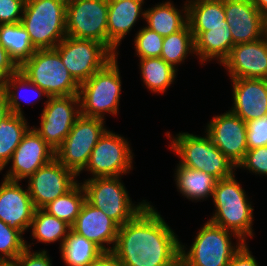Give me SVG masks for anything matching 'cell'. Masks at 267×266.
I'll use <instances>...</instances> for the list:
<instances>
[{"label":"cell","instance_id":"1","mask_svg":"<svg viewBox=\"0 0 267 266\" xmlns=\"http://www.w3.org/2000/svg\"><path fill=\"white\" fill-rule=\"evenodd\" d=\"M151 203L119 226L112 252L123 266H180V238Z\"/></svg>","mask_w":267,"mask_h":266},{"label":"cell","instance_id":"2","mask_svg":"<svg viewBox=\"0 0 267 266\" xmlns=\"http://www.w3.org/2000/svg\"><path fill=\"white\" fill-rule=\"evenodd\" d=\"M236 174L220 179L213 191L214 211L209 222L235 233L244 243L254 237V207ZM248 238V239H247Z\"/></svg>","mask_w":267,"mask_h":266},{"label":"cell","instance_id":"3","mask_svg":"<svg viewBox=\"0 0 267 266\" xmlns=\"http://www.w3.org/2000/svg\"><path fill=\"white\" fill-rule=\"evenodd\" d=\"M179 132L176 135L166 131L170 140L168 148L179 158L178 164L202 171L217 181L236 174L237 167L212 143L209 136Z\"/></svg>","mask_w":267,"mask_h":266},{"label":"cell","instance_id":"4","mask_svg":"<svg viewBox=\"0 0 267 266\" xmlns=\"http://www.w3.org/2000/svg\"><path fill=\"white\" fill-rule=\"evenodd\" d=\"M122 77L118 55L103 68L95 72L88 80L80 84V114L86 117L106 120V114H119Z\"/></svg>","mask_w":267,"mask_h":266},{"label":"cell","instance_id":"5","mask_svg":"<svg viewBox=\"0 0 267 266\" xmlns=\"http://www.w3.org/2000/svg\"><path fill=\"white\" fill-rule=\"evenodd\" d=\"M198 230L191 246L187 248L181 242L180 266H229L233 255L244 244L235 233L209 221Z\"/></svg>","mask_w":267,"mask_h":266},{"label":"cell","instance_id":"6","mask_svg":"<svg viewBox=\"0 0 267 266\" xmlns=\"http://www.w3.org/2000/svg\"><path fill=\"white\" fill-rule=\"evenodd\" d=\"M67 0H26L21 24L36 50L54 49L66 36Z\"/></svg>","mask_w":267,"mask_h":266},{"label":"cell","instance_id":"7","mask_svg":"<svg viewBox=\"0 0 267 266\" xmlns=\"http://www.w3.org/2000/svg\"><path fill=\"white\" fill-rule=\"evenodd\" d=\"M120 177H98L80 181L86 201L102 210L119 226L132 220L148 203L147 200L133 202ZM136 203V204H135Z\"/></svg>","mask_w":267,"mask_h":266},{"label":"cell","instance_id":"8","mask_svg":"<svg viewBox=\"0 0 267 266\" xmlns=\"http://www.w3.org/2000/svg\"><path fill=\"white\" fill-rule=\"evenodd\" d=\"M32 83L49 97L78 95L80 84L73 78L55 49L36 50L20 66Z\"/></svg>","mask_w":267,"mask_h":266},{"label":"cell","instance_id":"9","mask_svg":"<svg viewBox=\"0 0 267 266\" xmlns=\"http://www.w3.org/2000/svg\"><path fill=\"white\" fill-rule=\"evenodd\" d=\"M106 130L105 120L80 115L62 145L55 151V158L80 176L93 148Z\"/></svg>","mask_w":267,"mask_h":266},{"label":"cell","instance_id":"10","mask_svg":"<svg viewBox=\"0 0 267 266\" xmlns=\"http://www.w3.org/2000/svg\"><path fill=\"white\" fill-rule=\"evenodd\" d=\"M129 143L123 135L107 129L93 148L83 170L89 174L88 179L126 176L134 170L135 156Z\"/></svg>","mask_w":267,"mask_h":266},{"label":"cell","instance_id":"11","mask_svg":"<svg viewBox=\"0 0 267 266\" xmlns=\"http://www.w3.org/2000/svg\"><path fill=\"white\" fill-rule=\"evenodd\" d=\"M54 49L60 54L66 69L79 84L88 80L115 57L98 41L69 36L61 40Z\"/></svg>","mask_w":267,"mask_h":266},{"label":"cell","instance_id":"12","mask_svg":"<svg viewBox=\"0 0 267 266\" xmlns=\"http://www.w3.org/2000/svg\"><path fill=\"white\" fill-rule=\"evenodd\" d=\"M107 16L108 0H67V36L95 40L108 48Z\"/></svg>","mask_w":267,"mask_h":266},{"label":"cell","instance_id":"13","mask_svg":"<svg viewBox=\"0 0 267 266\" xmlns=\"http://www.w3.org/2000/svg\"><path fill=\"white\" fill-rule=\"evenodd\" d=\"M42 103L39 126H32L56 151L63 143L80 114L78 95L49 97Z\"/></svg>","mask_w":267,"mask_h":266},{"label":"cell","instance_id":"14","mask_svg":"<svg viewBox=\"0 0 267 266\" xmlns=\"http://www.w3.org/2000/svg\"><path fill=\"white\" fill-rule=\"evenodd\" d=\"M77 177L74 171L65 168L56 158L41 166L26 179V187L35 208L42 209L71 190L79 182Z\"/></svg>","mask_w":267,"mask_h":266},{"label":"cell","instance_id":"15","mask_svg":"<svg viewBox=\"0 0 267 266\" xmlns=\"http://www.w3.org/2000/svg\"><path fill=\"white\" fill-rule=\"evenodd\" d=\"M204 130L212 143L238 167L248 151L246 122L227 110L213 116Z\"/></svg>","mask_w":267,"mask_h":266},{"label":"cell","instance_id":"16","mask_svg":"<svg viewBox=\"0 0 267 266\" xmlns=\"http://www.w3.org/2000/svg\"><path fill=\"white\" fill-rule=\"evenodd\" d=\"M54 158L55 151L31 126L12 154L9 163L0 173L10 164L3 178L12 181H26L41 166L49 163Z\"/></svg>","mask_w":267,"mask_h":266},{"label":"cell","instance_id":"17","mask_svg":"<svg viewBox=\"0 0 267 266\" xmlns=\"http://www.w3.org/2000/svg\"><path fill=\"white\" fill-rule=\"evenodd\" d=\"M223 3L234 45L254 42L267 35V18L251 0H223Z\"/></svg>","mask_w":267,"mask_h":266},{"label":"cell","instance_id":"18","mask_svg":"<svg viewBox=\"0 0 267 266\" xmlns=\"http://www.w3.org/2000/svg\"><path fill=\"white\" fill-rule=\"evenodd\" d=\"M220 66L226 69L229 79L267 80V35L254 42L234 45Z\"/></svg>","mask_w":267,"mask_h":266},{"label":"cell","instance_id":"19","mask_svg":"<svg viewBox=\"0 0 267 266\" xmlns=\"http://www.w3.org/2000/svg\"><path fill=\"white\" fill-rule=\"evenodd\" d=\"M28 189L20 181L3 178L0 185V220L22 235L29 231L35 213Z\"/></svg>","mask_w":267,"mask_h":266},{"label":"cell","instance_id":"20","mask_svg":"<svg viewBox=\"0 0 267 266\" xmlns=\"http://www.w3.org/2000/svg\"><path fill=\"white\" fill-rule=\"evenodd\" d=\"M71 230L96 244L103 252L112 251L119 225L102 210L85 201Z\"/></svg>","mask_w":267,"mask_h":266},{"label":"cell","instance_id":"21","mask_svg":"<svg viewBox=\"0 0 267 266\" xmlns=\"http://www.w3.org/2000/svg\"><path fill=\"white\" fill-rule=\"evenodd\" d=\"M230 82L233 97L230 111L245 122L267 115V80L237 78Z\"/></svg>","mask_w":267,"mask_h":266},{"label":"cell","instance_id":"22","mask_svg":"<svg viewBox=\"0 0 267 266\" xmlns=\"http://www.w3.org/2000/svg\"><path fill=\"white\" fill-rule=\"evenodd\" d=\"M145 0H108L107 33L108 49L120 55L119 46L136 25L138 18L144 20Z\"/></svg>","mask_w":267,"mask_h":266},{"label":"cell","instance_id":"23","mask_svg":"<svg viewBox=\"0 0 267 266\" xmlns=\"http://www.w3.org/2000/svg\"><path fill=\"white\" fill-rule=\"evenodd\" d=\"M195 41V55L203 66L207 62L216 60L217 64L229 56L234 46L230 26L225 20V25L216 26H189Z\"/></svg>","mask_w":267,"mask_h":266},{"label":"cell","instance_id":"24","mask_svg":"<svg viewBox=\"0 0 267 266\" xmlns=\"http://www.w3.org/2000/svg\"><path fill=\"white\" fill-rule=\"evenodd\" d=\"M178 8L171 0H163L145 9L144 26L165 37L181 30L187 23V1Z\"/></svg>","mask_w":267,"mask_h":266},{"label":"cell","instance_id":"25","mask_svg":"<svg viewBox=\"0 0 267 266\" xmlns=\"http://www.w3.org/2000/svg\"><path fill=\"white\" fill-rule=\"evenodd\" d=\"M177 191L192 202H203L213 197L217 180L207 173L181 166L177 163L174 170ZM202 200V201H201Z\"/></svg>","mask_w":267,"mask_h":266},{"label":"cell","instance_id":"26","mask_svg":"<svg viewBox=\"0 0 267 266\" xmlns=\"http://www.w3.org/2000/svg\"><path fill=\"white\" fill-rule=\"evenodd\" d=\"M0 89L7 97L10 113L17 115H25L22 108V102H25V104L28 105H34L38 101H41L42 97L45 99L49 98L42 89L32 83L19 70L10 75L0 86Z\"/></svg>","mask_w":267,"mask_h":266},{"label":"cell","instance_id":"27","mask_svg":"<svg viewBox=\"0 0 267 266\" xmlns=\"http://www.w3.org/2000/svg\"><path fill=\"white\" fill-rule=\"evenodd\" d=\"M140 78L150 93L165 94L177 79L178 70L161 57L138 58Z\"/></svg>","mask_w":267,"mask_h":266},{"label":"cell","instance_id":"28","mask_svg":"<svg viewBox=\"0 0 267 266\" xmlns=\"http://www.w3.org/2000/svg\"><path fill=\"white\" fill-rule=\"evenodd\" d=\"M31 240L36 243L51 244L59 242L62 246L65 238L71 230V226L55 216L48 214L43 209H36L30 229Z\"/></svg>","mask_w":267,"mask_h":266},{"label":"cell","instance_id":"29","mask_svg":"<svg viewBox=\"0 0 267 266\" xmlns=\"http://www.w3.org/2000/svg\"><path fill=\"white\" fill-rule=\"evenodd\" d=\"M0 44L18 66L36 51L30 35L20 22L0 25Z\"/></svg>","mask_w":267,"mask_h":266},{"label":"cell","instance_id":"30","mask_svg":"<svg viewBox=\"0 0 267 266\" xmlns=\"http://www.w3.org/2000/svg\"><path fill=\"white\" fill-rule=\"evenodd\" d=\"M61 260L66 266H88L103 251L91 240L70 230L59 248Z\"/></svg>","mask_w":267,"mask_h":266},{"label":"cell","instance_id":"31","mask_svg":"<svg viewBox=\"0 0 267 266\" xmlns=\"http://www.w3.org/2000/svg\"><path fill=\"white\" fill-rule=\"evenodd\" d=\"M30 127L25 116L14 113H10L0 122V171L9 163Z\"/></svg>","mask_w":267,"mask_h":266},{"label":"cell","instance_id":"32","mask_svg":"<svg viewBox=\"0 0 267 266\" xmlns=\"http://www.w3.org/2000/svg\"><path fill=\"white\" fill-rule=\"evenodd\" d=\"M189 55L196 56L194 37L187 23L181 30L163 38L160 57L178 70Z\"/></svg>","mask_w":267,"mask_h":266},{"label":"cell","instance_id":"33","mask_svg":"<svg viewBox=\"0 0 267 266\" xmlns=\"http://www.w3.org/2000/svg\"><path fill=\"white\" fill-rule=\"evenodd\" d=\"M85 201V192L79 181L71 190L49 202L42 209L72 226Z\"/></svg>","mask_w":267,"mask_h":266},{"label":"cell","instance_id":"34","mask_svg":"<svg viewBox=\"0 0 267 266\" xmlns=\"http://www.w3.org/2000/svg\"><path fill=\"white\" fill-rule=\"evenodd\" d=\"M189 26L225 25L223 0H186Z\"/></svg>","mask_w":267,"mask_h":266},{"label":"cell","instance_id":"35","mask_svg":"<svg viewBox=\"0 0 267 266\" xmlns=\"http://www.w3.org/2000/svg\"><path fill=\"white\" fill-rule=\"evenodd\" d=\"M26 249V239L0 220V265H10Z\"/></svg>","mask_w":267,"mask_h":266},{"label":"cell","instance_id":"36","mask_svg":"<svg viewBox=\"0 0 267 266\" xmlns=\"http://www.w3.org/2000/svg\"><path fill=\"white\" fill-rule=\"evenodd\" d=\"M163 36L148 27H141L135 33V56L138 58L160 57L163 45Z\"/></svg>","mask_w":267,"mask_h":266},{"label":"cell","instance_id":"37","mask_svg":"<svg viewBox=\"0 0 267 266\" xmlns=\"http://www.w3.org/2000/svg\"><path fill=\"white\" fill-rule=\"evenodd\" d=\"M237 169L248 170L256 176H267V146L248 150Z\"/></svg>","mask_w":267,"mask_h":266},{"label":"cell","instance_id":"38","mask_svg":"<svg viewBox=\"0 0 267 266\" xmlns=\"http://www.w3.org/2000/svg\"><path fill=\"white\" fill-rule=\"evenodd\" d=\"M26 240V249L10 264V266H53V261L50 259L49 251L31 250V246L35 245Z\"/></svg>","mask_w":267,"mask_h":266},{"label":"cell","instance_id":"39","mask_svg":"<svg viewBox=\"0 0 267 266\" xmlns=\"http://www.w3.org/2000/svg\"><path fill=\"white\" fill-rule=\"evenodd\" d=\"M246 124L248 150L267 146V115L262 118L250 120Z\"/></svg>","mask_w":267,"mask_h":266},{"label":"cell","instance_id":"40","mask_svg":"<svg viewBox=\"0 0 267 266\" xmlns=\"http://www.w3.org/2000/svg\"><path fill=\"white\" fill-rule=\"evenodd\" d=\"M26 0H0V25L21 22Z\"/></svg>","mask_w":267,"mask_h":266},{"label":"cell","instance_id":"41","mask_svg":"<svg viewBox=\"0 0 267 266\" xmlns=\"http://www.w3.org/2000/svg\"><path fill=\"white\" fill-rule=\"evenodd\" d=\"M19 70V66L9 56L7 50L0 44V86L12 74Z\"/></svg>","mask_w":267,"mask_h":266},{"label":"cell","instance_id":"42","mask_svg":"<svg viewBox=\"0 0 267 266\" xmlns=\"http://www.w3.org/2000/svg\"><path fill=\"white\" fill-rule=\"evenodd\" d=\"M248 243H244L241 248L233 255L229 266H260L256 258L252 255V251L248 246Z\"/></svg>","mask_w":267,"mask_h":266},{"label":"cell","instance_id":"43","mask_svg":"<svg viewBox=\"0 0 267 266\" xmlns=\"http://www.w3.org/2000/svg\"><path fill=\"white\" fill-rule=\"evenodd\" d=\"M88 266H123V264L112 251H109L102 252Z\"/></svg>","mask_w":267,"mask_h":266},{"label":"cell","instance_id":"44","mask_svg":"<svg viewBox=\"0 0 267 266\" xmlns=\"http://www.w3.org/2000/svg\"><path fill=\"white\" fill-rule=\"evenodd\" d=\"M10 114L5 93L0 89V122Z\"/></svg>","mask_w":267,"mask_h":266},{"label":"cell","instance_id":"45","mask_svg":"<svg viewBox=\"0 0 267 266\" xmlns=\"http://www.w3.org/2000/svg\"><path fill=\"white\" fill-rule=\"evenodd\" d=\"M251 1L257 7V10L267 18V0H251Z\"/></svg>","mask_w":267,"mask_h":266}]
</instances>
